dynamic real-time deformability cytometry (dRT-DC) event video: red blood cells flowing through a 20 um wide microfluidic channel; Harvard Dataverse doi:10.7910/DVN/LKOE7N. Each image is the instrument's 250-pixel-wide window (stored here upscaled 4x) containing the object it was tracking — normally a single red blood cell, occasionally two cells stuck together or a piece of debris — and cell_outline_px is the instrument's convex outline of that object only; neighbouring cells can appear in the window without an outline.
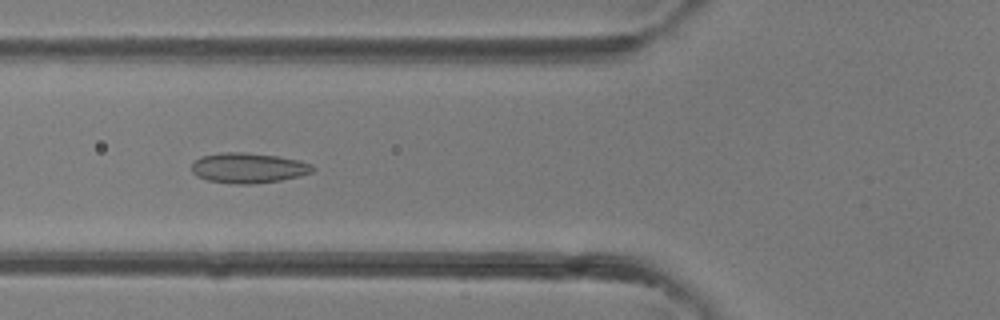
{"species": "common noctule bat (a hibernating species)", "species_latin": "Nyctalus noctula", "temperature_condition": "room temperature", "stored_images_in_passage": 30, "camera_frame_rate_fps": 3000, "um_per_image_px": 0.085, "animal": {"sex": "female"}, "frame": {"image": 1, "passage_image": 5, "time_ms": 1.333, "image_size_px": [1000, 320], "cell_outline_px": [[316, 168], [312, 172], [300, 176], [280, 180], [256, 184], [236, 184], [208, 180], [196, 176], [192, 172], [192, 164], [200, 156], [224, 152], [244, 152], [276, 156], [300, 160], [312, 164]], "centroid_in_image_um": [21.12, 14.27], "position_along_channel_um": 104.7, "area_um2": 21.39}}
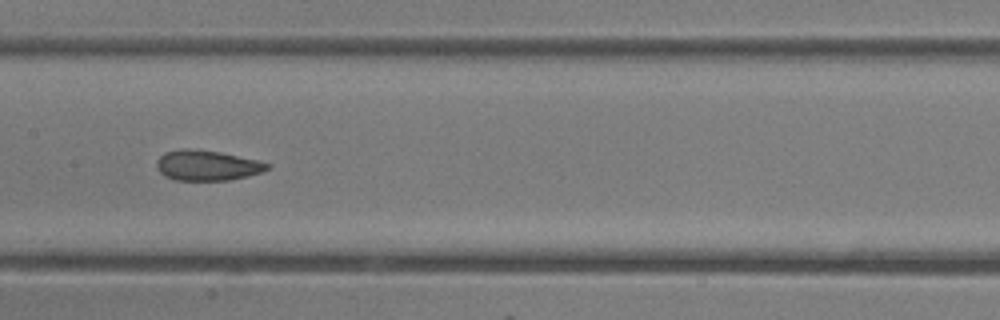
{"frame": {"image": 2, "passage_image": 10, "time_ms": 3.0, "image_size_px": [1000, 320], "cell_outline_px": [[272, 168], [264, 172], [248, 176], [228, 180], [172, 180], [164, 176], [156, 168], [156, 160], [164, 152], [184, 148], [188, 148], [220, 152], [260, 160], [272, 164]], "centroid_in_image_um": [17.64, 14.06], "position_along_channel_um": 189.8, "area_um2": 19.94}}
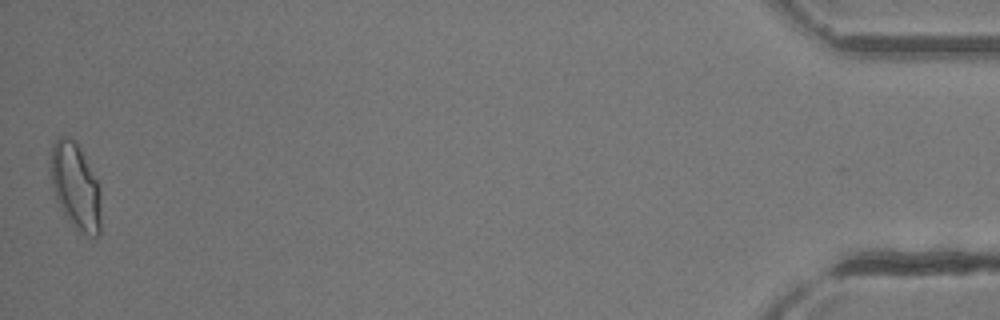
{"frame": {"image": 3, "passage_image": 30, "time_ms": 9.667, "image_size_px": [1000, 320], "cell_outline_px": [[100, 232], [96, 236], [88, 236], [76, 232], [64, 216], [52, 188], [48, 168], [52, 144], [56, 136], [68, 136], [80, 148], [100, 188]], "centroid_in_image_um": [6.37, 15.86], "position_along_channel_um": 428.8, "area_um2": 25.84}}